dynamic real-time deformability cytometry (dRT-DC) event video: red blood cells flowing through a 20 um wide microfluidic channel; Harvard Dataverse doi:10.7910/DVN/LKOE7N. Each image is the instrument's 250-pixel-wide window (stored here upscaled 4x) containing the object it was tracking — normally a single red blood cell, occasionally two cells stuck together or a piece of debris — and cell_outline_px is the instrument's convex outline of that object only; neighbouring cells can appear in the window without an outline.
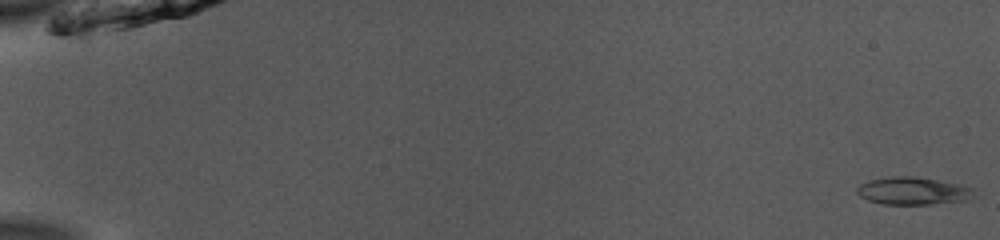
{"species": "common noctule bat (a hibernating species)", "species_latin": "Nyctalus noctula", "temperature_condition": "room temperature", "stored_images_in_passage": 52, "camera_frame_rate_fps": 3000, "um_per_image_px": 0.085, "animal": {"sex": "male", "body_mass_g": 13.0, "forearm_length_mm": 53.1}, "frame": {"image": 1, "passage_image": 1, "time_ms": 0.0, "image_size_px": [1000, 240], "cell_outline_px": [[980, 196], [972, 200], [928, 204], [880, 204], [868, 200], [860, 196], [856, 192], [856, 188], [860, 184], [872, 180], [892, 176], [912, 176], [960, 184], [972, 188]], "centroid_in_image_um": [77.69, 16.24], "position_along_channel_um": 7.3, "area_um2": 19.02}}
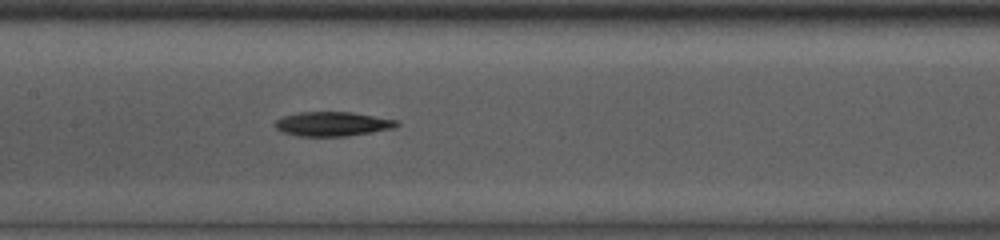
{"frame": {"image": 2, "passage_image": 27, "time_ms": 8.667, "image_size_px": [1000, 240], "cell_outline_px": [[400, 124], [396, 128], [348, 136], [300, 136], [284, 132], [276, 128], [276, 120], [284, 116], [300, 112], [352, 112], [400, 120]], "centroid_in_image_um": [28.35, 10.53], "position_along_channel_um": 179.0, "area_um2": 17.28}}
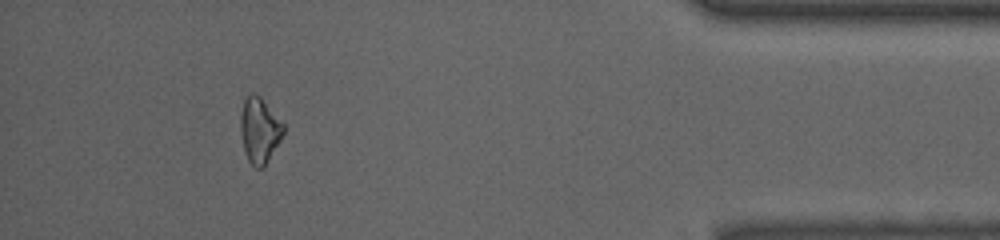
{"frame": {"image": 3, "passage_image": 48, "time_ms": 15.667, "image_size_px": [1000, 240], "cell_outline_px": [[284, 132], [280, 140], [264, 168], [256, 168], [248, 160], [244, 152], [240, 132], [240, 116], [244, 100], [252, 92], [260, 96], [284, 124]], "centroid_in_image_um": [22.05, 11.08], "position_along_channel_um": 413.2, "area_um2": 16.36}, "authors_computed_cell_mechanics": {"area_um2": 17.3978, "velocity_mm_per_s": 3.9741, "shape_relaxation_time_tau1_ms": 2.9481, "shape_relaxation_time_tau2_ms": null, "deformation_change_tau1": 0.0684, "deformation_change_tau2": null}}